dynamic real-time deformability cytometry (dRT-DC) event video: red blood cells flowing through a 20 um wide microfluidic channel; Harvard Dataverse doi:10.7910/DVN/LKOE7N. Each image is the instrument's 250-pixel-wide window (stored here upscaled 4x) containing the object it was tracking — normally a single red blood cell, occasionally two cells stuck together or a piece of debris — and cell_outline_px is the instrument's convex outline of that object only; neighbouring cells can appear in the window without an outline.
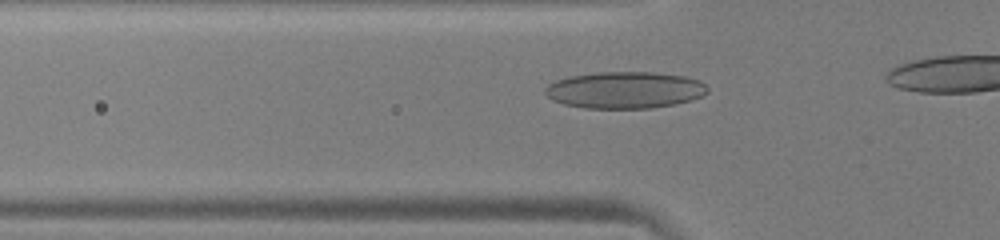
{"species": "human", "species_latin": "Homo sapiens", "temperature_condition": "warm", "stored_images_in_passage": 10, "camera_frame_rate_fps": 3000, "um_per_image_px": 0.085, "donor": {"sex": "male"}, "frame": {"image": 1, "passage_image": 4, "time_ms": 1.0, "image_size_px": [1000, 240], "cell_outline_px": [[708, 92], [692, 100], [652, 108], [584, 108], [564, 104], [552, 100], [544, 92], [544, 88], [548, 84], [556, 80], [568, 76], [600, 72], [652, 72], [684, 76], [700, 80], [708, 88]], "centroid_in_image_um": [53.09, 7.65], "position_along_channel_um": 72.7, "area_um2": 34.8}}
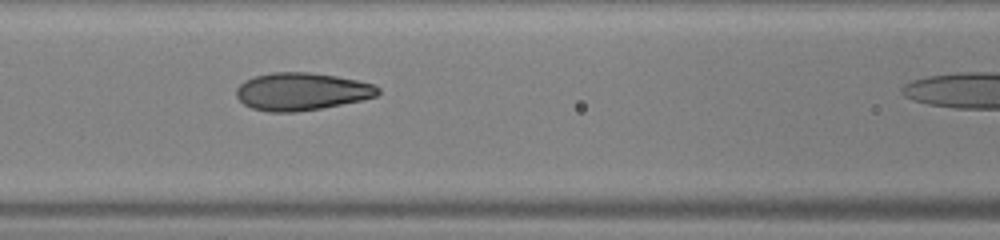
{"frame": {"image": 2, "passage_image": 9, "time_ms": 2.667, "image_size_px": [1000, 240], "cell_outline_px": [[380, 92], [376, 96], [360, 100], [320, 108], [296, 112], [268, 112], [252, 108], [244, 104], [236, 96], [236, 88], [244, 80], [256, 76], [272, 72], [308, 72], [336, 76], [356, 80], [372, 84], [380, 88]], "centroid_in_image_um": [25.6, 7.77], "position_along_channel_um": 141.0, "area_um2": 30.87}}